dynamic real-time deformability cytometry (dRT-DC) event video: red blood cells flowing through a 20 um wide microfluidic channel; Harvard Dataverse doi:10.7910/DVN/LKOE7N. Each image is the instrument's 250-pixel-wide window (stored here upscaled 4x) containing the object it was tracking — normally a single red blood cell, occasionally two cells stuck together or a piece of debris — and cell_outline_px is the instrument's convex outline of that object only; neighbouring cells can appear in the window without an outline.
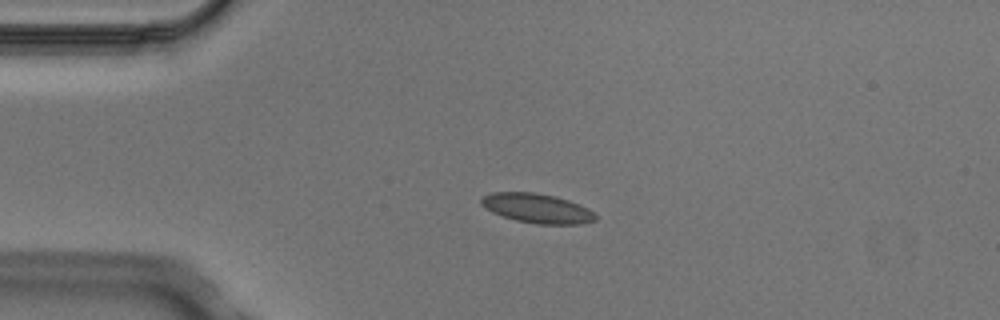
{"species": "Egyptian fruit bat (a non-hibernating species)", "species_latin": "Rousettus aegyptiacus", "temperature_condition": "cold", "stored_images_in_passage": 6, "camera_frame_rate_fps": 3000, "um_per_image_px": 0.085, "animal": {"sex": "male"}, "frame": {"image": 1, "passage_image": 4, "time_ms": 1.0, "image_size_px": [1000, 320], "cell_outline_px": [[596, 220], [580, 224], [536, 224], [516, 220], [492, 212], [480, 204], [480, 200], [484, 196], [492, 192], [536, 192], [556, 196], [580, 204], [588, 208], [596, 216]], "centroid_in_image_um": [45.66, 17.7], "position_along_channel_um": 39.3, "area_um2": 19.59}}
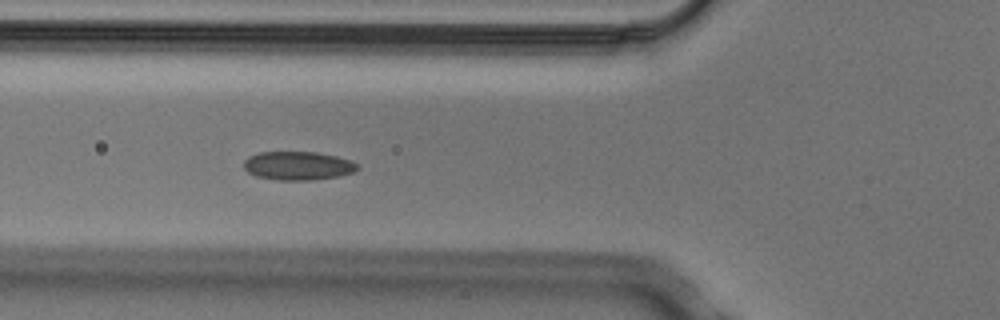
{"frame": {"image": 2, "passage_image": 6, "time_ms": 1.667, "image_size_px": [1000, 320], "cell_outline_px": [[360, 168], [352, 172], [340, 176], [312, 180], [276, 180], [256, 176], [248, 172], [244, 168], [244, 160], [248, 156], [260, 152], [316, 152], [336, 156], [352, 160]], "centroid_in_image_um": [25.32, 14.09], "position_along_channel_um": 100.5, "area_um2": 19.02}}